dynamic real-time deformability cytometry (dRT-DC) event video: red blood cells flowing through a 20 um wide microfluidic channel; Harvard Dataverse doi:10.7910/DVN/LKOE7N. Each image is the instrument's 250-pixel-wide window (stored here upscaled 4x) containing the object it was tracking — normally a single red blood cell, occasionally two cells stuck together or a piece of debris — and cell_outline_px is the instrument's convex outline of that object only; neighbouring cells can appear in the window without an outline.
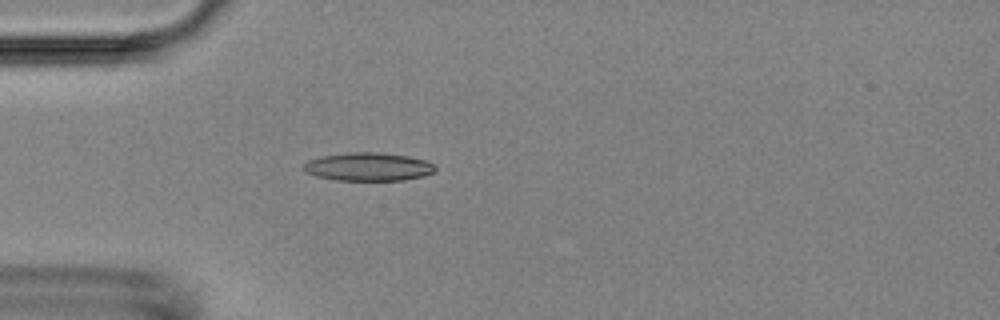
{"species": "Egyptian fruit bat (a non-hibernating species)", "species_latin": "Rousettus aegyptiacus", "temperature_condition": "room temperature", "stored_images_in_passage": 4, "camera_frame_rate_fps": 3000, "um_per_image_px": 0.085, "animal": {"sex": "female"}, "frame": {"image": 1, "passage_image": 4, "time_ms": 1.0, "image_size_px": [1000, 320], "cell_outline_px": [[436, 168], [432, 172], [424, 176], [404, 180], [336, 180], [316, 176], [304, 172], [300, 168], [308, 160], [320, 156], [348, 152], [380, 152], [408, 156], [424, 160], [432, 164]], "centroid_in_image_um": [31.24, 14.17], "position_along_channel_um": 53.8, "area_um2": 21.79}}